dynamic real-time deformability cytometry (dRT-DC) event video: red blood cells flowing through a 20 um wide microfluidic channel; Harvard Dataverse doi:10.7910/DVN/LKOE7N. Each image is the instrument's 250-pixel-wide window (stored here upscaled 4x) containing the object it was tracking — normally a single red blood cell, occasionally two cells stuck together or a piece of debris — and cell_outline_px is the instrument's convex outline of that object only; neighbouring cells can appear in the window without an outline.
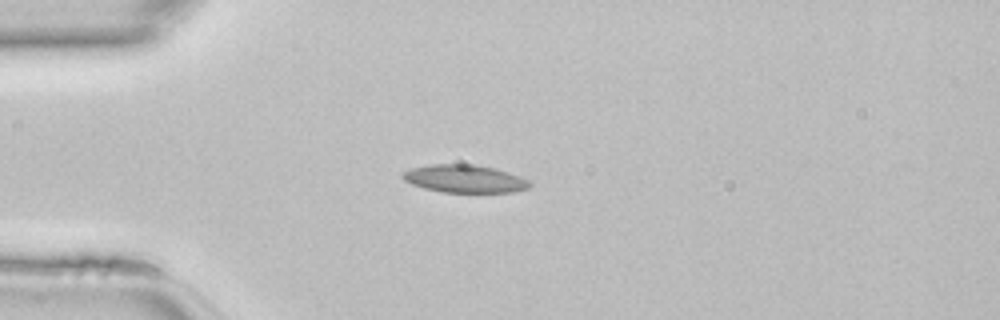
{"species": "common noctule bat (a hibernating species)", "species_latin": "Nyctalus noctula", "temperature_condition": "room temperature", "stored_images_in_passage": 35, "camera_frame_rate_fps": 3000, "um_per_image_px": 0.085, "animal": {"sex": "female", "body_mass_g": 22.7, "forearm_length_mm": 54.2}, "frame": {"image": 1, "passage_image": 1, "time_ms": 0.0, "image_size_px": [1000, 320], "cell_outline_px": [[532, 184], [528, 188], [512, 192], [440, 192], [424, 188], [412, 184], [404, 180], [400, 176], [404, 172], [412, 168], [432, 164], [468, 164], [492, 168], [508, 172], [520, 176], [528, 180]], "centroid_in_image_um": [39.48, 15.2], "position_along_channel_um": 45.5, "area_um2": 20.4}}
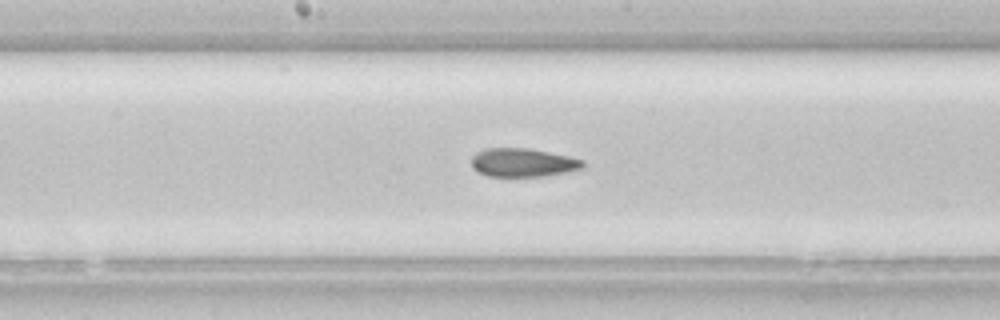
{"frame": {"image": 2, "passage_image": 13, "time_ms": 4.0, "image_size_px": [1000, 320], "cell_outline_px": [[584, 168], [568, 172], [544, 176], [488, 176], [472, 168], [472, 156], [476, 152], [484, 148], [528, 148], [568, 156], [584, 160]], "centroid_in_image_um": [44.45, 13.81], "position_along_channel_um": 203.7, "area_um2": 18.55}}
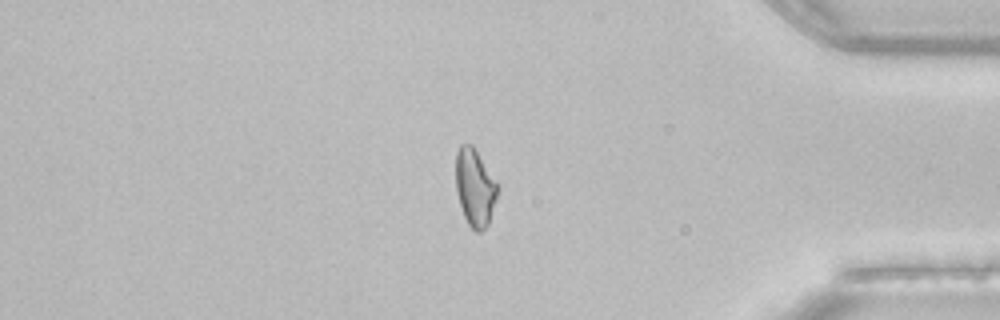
{"frame": {"image": 3, "passage_image": 28, "time_ms": 9.0, "image_size_px": [1000, 320], "cell_outline_px": [[500, 184], [496, 200], [488, 224], [480, 232], [476, 232], [468, 224], [464, 216], [456, 192], [456, 152], [460, 144], [472, 144]], "centroid_in_image_um": [40.39, 15.91], "position_along_channel_um": 394.8, "area_um2": 19.07}}